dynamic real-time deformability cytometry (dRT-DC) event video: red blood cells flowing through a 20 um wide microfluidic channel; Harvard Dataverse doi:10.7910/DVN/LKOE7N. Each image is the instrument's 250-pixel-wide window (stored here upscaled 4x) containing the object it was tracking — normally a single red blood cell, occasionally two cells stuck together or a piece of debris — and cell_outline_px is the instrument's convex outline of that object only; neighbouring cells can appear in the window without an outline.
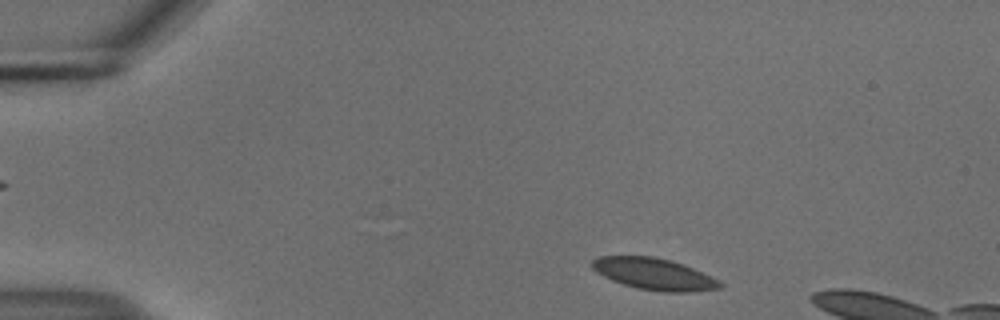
{"species": "common noctule bat (a hibernating species)", "species_latin": "Nyctalus noctula", "temperature_condition": "cold", "stored_images_in_passage": 44, "camera_frame_rate_fps": 3000, "um_per_image_px": 0.085, "animal": {"sex": "male", "body_mass_g": 18.8}, "frame": {"image": 1, "passage_image": 3, "time_ms": 0.667, "image_size_px": [1000, 320], "cell_outline_px": [[724, 284], [720, 288], [692, 292], [664, 292], [636, 288], [612, 280], [596, 272], [592, 268], [592, 260], [600, 256], [652, 256], [668, 260], [692, 268], [720, 280]], "centroid_in_image_um": [55.6, 23.3], "position_along_channel_um": 29.4, "area_um2": 23.35}}
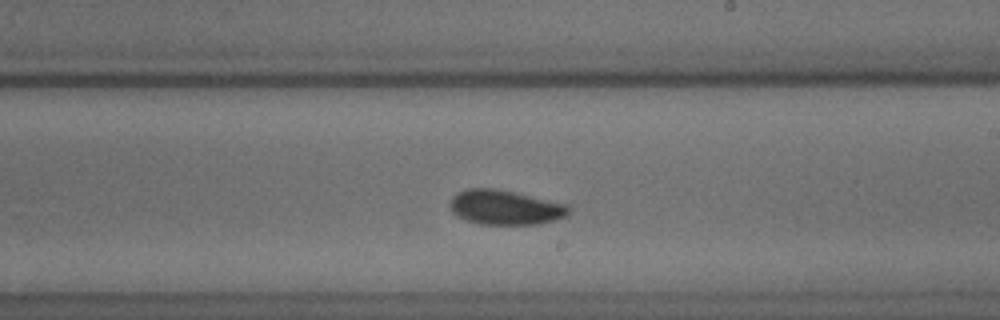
{"frame": {"image": 2, "passage_image": 26, "time_ms": 8.333, "image_size_px": [1000, 320], "cell_outline_px": [[572, 208], [564, 216], [552, 220], [536, 224], [480, 224], [468, 220], [452, 212], [448, 204], [452, 196], [456, 192], [468, 188], [496, 188], [568, 204]], "centroid_in_image_um": [42.9, 17.61], "position_along_channel_um": 246.1, "area_um2": 23.87}}
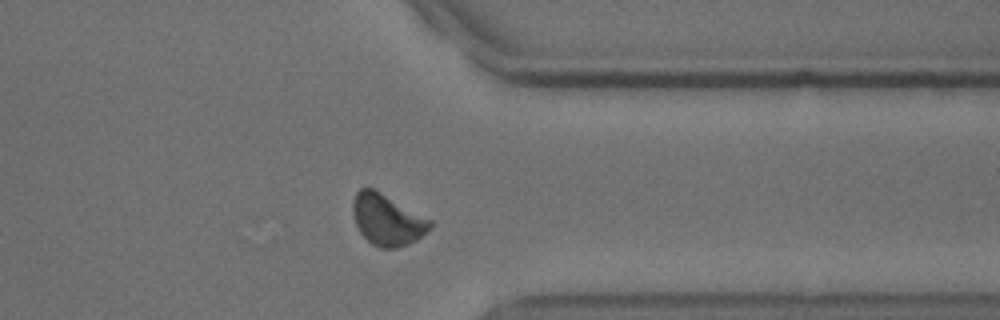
{"frame": {"image": 3, "passage_image": 37, "time_ms": 12.0, "image_size_px": [1000, 320], "cell_outline_px": [[432, 228], [416, 240], [408, 244], [396, 248], [380, 248], [372, 244], [360, 232], [352, 216], [352, 204], [356, 192], [360, 188], [372, 188], [380, 192], [432, 220]], "centroid_in_image_um": [32.9, 18.69], "position_along_channel_um": 378.5, "area_um2": 22.95}}